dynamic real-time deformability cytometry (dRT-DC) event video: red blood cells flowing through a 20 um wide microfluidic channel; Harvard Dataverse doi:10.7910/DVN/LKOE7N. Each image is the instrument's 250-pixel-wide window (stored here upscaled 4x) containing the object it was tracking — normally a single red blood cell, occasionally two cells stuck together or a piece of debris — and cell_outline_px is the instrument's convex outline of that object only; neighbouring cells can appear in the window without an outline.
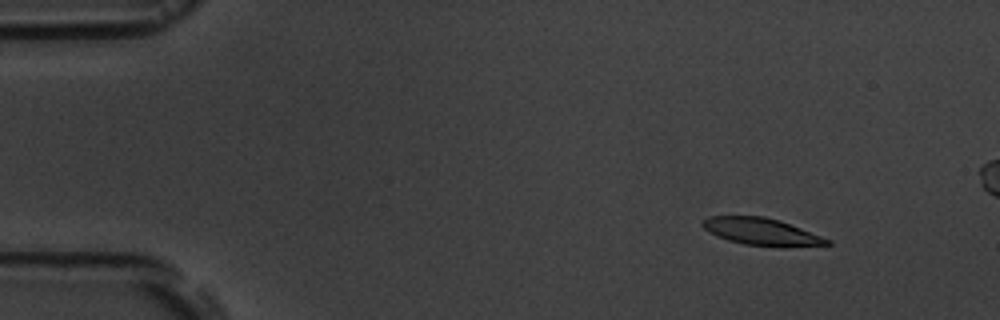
{"species": "common noctule bat (a hibernating species)", "species_latin": "Nyctalus noctula", "temperature_condition": "room temperature", "stored_images_in_passage": 5, "camera_frame_rate_fps": 3000, "um_per_image_px": 0.085, "animal": {"sex": "male", "body_mass_g": 19.5, "forearm_length_mm": 54.6}, "frame": {"image": 1, "passage_image": 1, "time_ms": 0.0, "image_size_px": [1000, 320], "cell_outline_px": [[832, 244], [784, 248], [744, 244], [728, 240], [716, 236], [708, 232], [700, 224], [708, 216], [764, 216], [780, 220], [832, 240]], "centroid_in_image_um": [64.75, 19.7], "position_along_channel_um": 20.2, "area_um2": 20.0}}